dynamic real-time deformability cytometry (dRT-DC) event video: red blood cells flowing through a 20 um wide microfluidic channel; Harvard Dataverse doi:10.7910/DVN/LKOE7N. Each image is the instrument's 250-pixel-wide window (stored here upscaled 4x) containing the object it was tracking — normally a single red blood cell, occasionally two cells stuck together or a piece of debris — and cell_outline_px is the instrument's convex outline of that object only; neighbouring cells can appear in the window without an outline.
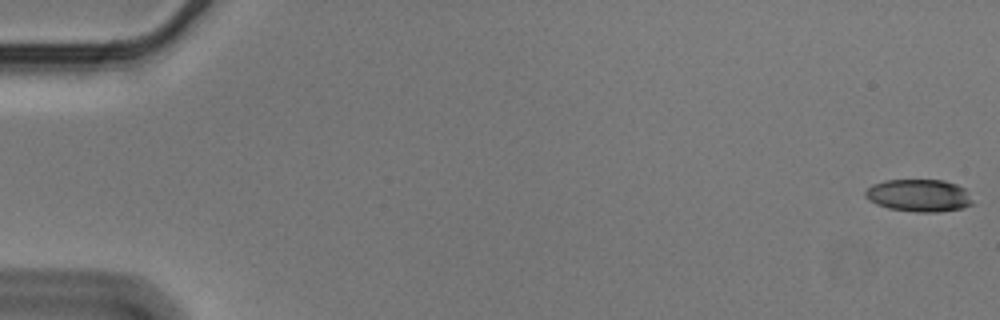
{"species": "Egyptian fruit bat (a non-hibernating species)", "species_latin": "Rousettus aegyptiacus", "temperature_condition": "cold", "stored_images_in_passage": 57, "camera_frame_rate_fps": 3000, "um_per_image_px": 0.085, "animal": {"sex": "male"}, "frame": {"image": 1, "passage_image": 1, "time_ms": 0.0, "image_size_px": [1000, 320], "cell_outline_px": [[976, 204], [964, 208], [940, 212], [916, 212], [888, 208], [876, 204], [864, 196], [864, 192], [872, 184], [884, 180], [944, 180], [956, 184], [964, 188]], "centroid_in_image_um": [78.14, 16.62], "position_along_channel_um": 6.9, "area_um2": 20.52}}
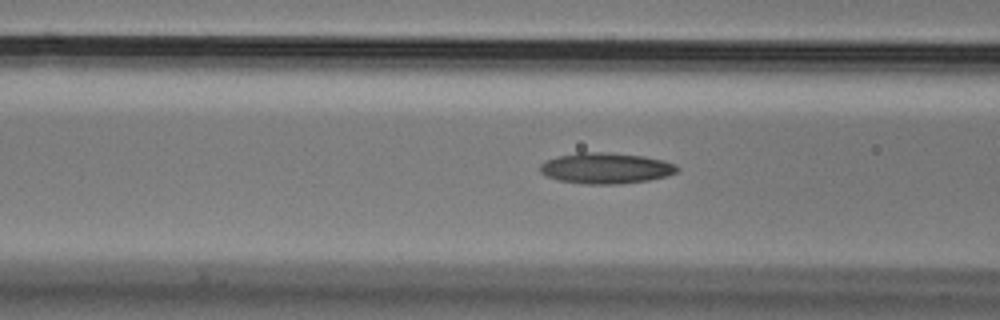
{"frame": {"image": 2, "passage_image": 23, "time_ms": 7.333, "image_size_px": [1000, 320], "cell_outline_px": [[680, 168], [676, 172], [668, 176], [648, 180], [620, 184], [584, 184], [556, 180], [540, 172], [540, 164], [544, 160], [556, 156], [576, 152], [612, 152], [644, 156], [664, 160], [676, 164]], "centroid_in_image_um": [51.49, 14.28], "position_along_channel_um": 115.1, "area_um2": 25.09}}
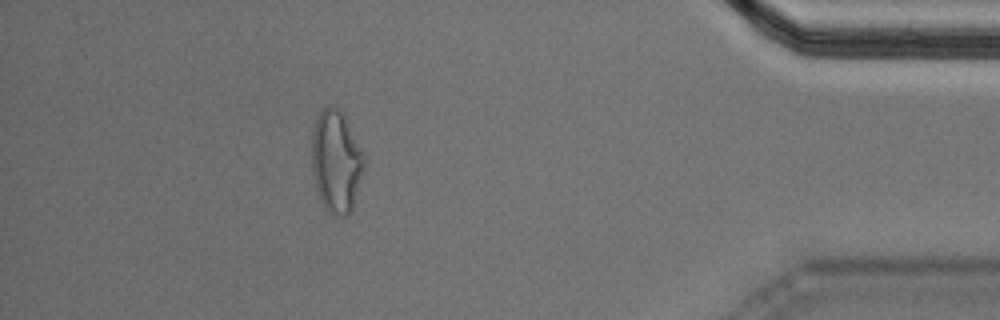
{"frame": {"image": 3, "passage_image": 51, "time_ms": 16.667, "image_size_px": [1000, 320], "cell_outline_px": [[364, 168], [352, 208], [348, 216], [336, 216], [328, 212], [320, 200], [316, 188], [312, 172], [312, 132], [316, 120], [320, 112], [328, 104], [336, 108], [344, 116], [364, 152]], "centroid_in_image_um": [28.57, 13.74], "position_along_channel_um": 406.6, "area_um2": 31.04}, "authors_computed_cell_mechanics": {"area_um2": 23.4668, "velocity_mm_per_s": 3.583, "shape_relaxation_time_tau1_ms": 7.616, "shape_relaxation_time_tau2_ms": 4.2325, "deformation_change_tau1": 0.1737, "deformation_change_tau2": 0.131}}